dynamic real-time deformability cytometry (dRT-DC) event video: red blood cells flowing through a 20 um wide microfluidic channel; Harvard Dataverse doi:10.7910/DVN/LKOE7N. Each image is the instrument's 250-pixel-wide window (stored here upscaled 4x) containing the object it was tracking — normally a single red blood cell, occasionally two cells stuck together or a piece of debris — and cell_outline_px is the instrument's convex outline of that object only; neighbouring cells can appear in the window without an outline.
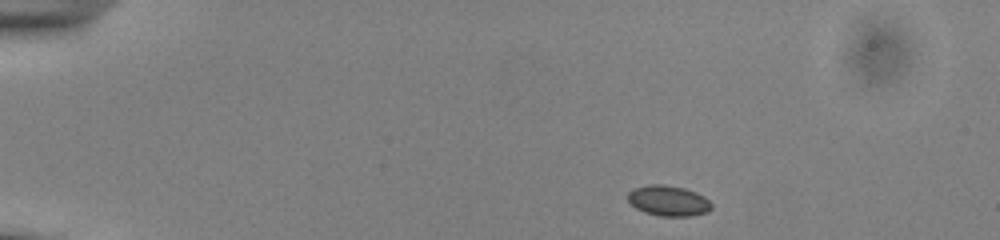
{"species": "common noctule bat (a hibernating species)", "species_latin": "Nyctalus noctula", "temperature_condition": "cold", "stored_images_in_passage": 45, "camera_frame_rate_fps": 3000, "um_per_image_px": 0.085, "animal": {"sex": "male", "body_mass_g": 13.0, "forearm_length_mm": 53.1}, "frame": {"image": 1, "passage_image": 1, "time_ms": 0.0, "image_size_px": [1000, 240], "cell_outline_px": [[712, 208], [708, 212], [688, 216], [660, 216], [644, 212], [636, 208], [628, 200], [628, 192], [632, 188], [648, 184], [664, 184], [684, 188], [696, 192], [704, 196], [712, 204]], "centroid_in_image_um": [56.81, 17.05], "position_along_channel_um": 28.2, "area_um2": 14.97}}
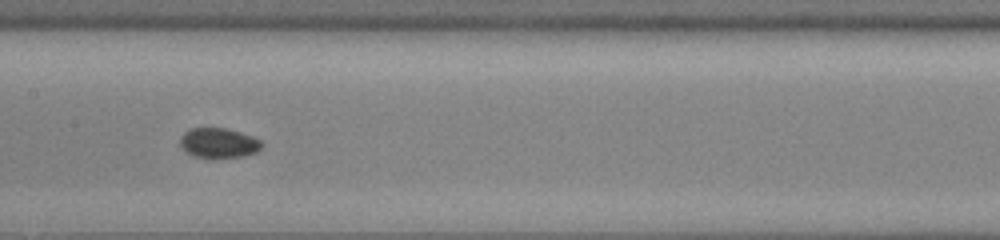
{"frame": {"image": 2, "passage_image": 20, "time_ms": 6.333, "image_size_px": [1000, 240], "cell_outline_px": [[260, 148], [256, 152], [240, 156], [212, 160], [196, 156], [188, 152], [180, 144], [180, 136], [188, 128], [228, 128], [252, 136], [260, 140]], "centroid_in_image_um": [18.55, 12.16], "position_along_channel_um": 188.8, "area_um2": 14.33}}
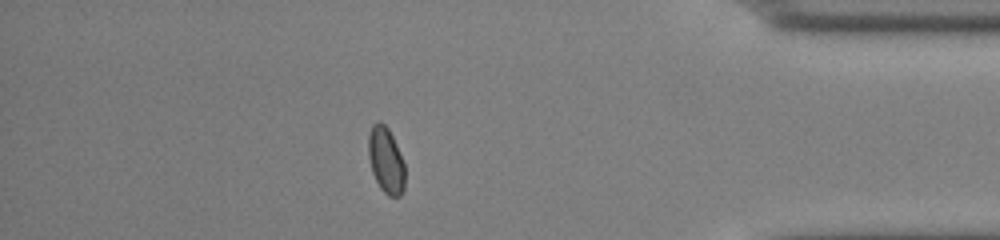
{"frame": {"image": 3, "passage_image": 39, "time_ms": 12.667, "image_size_px": [1000, 240], "cell_outline_px": [[404, 188], [400, 196], [388, 196], [380, 188], [372, 172], [368, 156], [368, 132], [372, 124], [376, 120], [380, 120], [388, 128], [396, 144], [404, 164]], "centroid_in_image_um": [32.77, 13.59], "position_along_channel_um": 402.4, "area_um2": 14.16}, "authors_computed_cell_mechanics": {"area_um2": 14.161, "velocity_mm_per_s": 3.8663, "shape_relaxation_time_tau1_ms": null, "shape_relaxation_time_tau2_ms": 5.331, "deformation_change_tau1": null, "deformation_change_tau2": 0.0669}}